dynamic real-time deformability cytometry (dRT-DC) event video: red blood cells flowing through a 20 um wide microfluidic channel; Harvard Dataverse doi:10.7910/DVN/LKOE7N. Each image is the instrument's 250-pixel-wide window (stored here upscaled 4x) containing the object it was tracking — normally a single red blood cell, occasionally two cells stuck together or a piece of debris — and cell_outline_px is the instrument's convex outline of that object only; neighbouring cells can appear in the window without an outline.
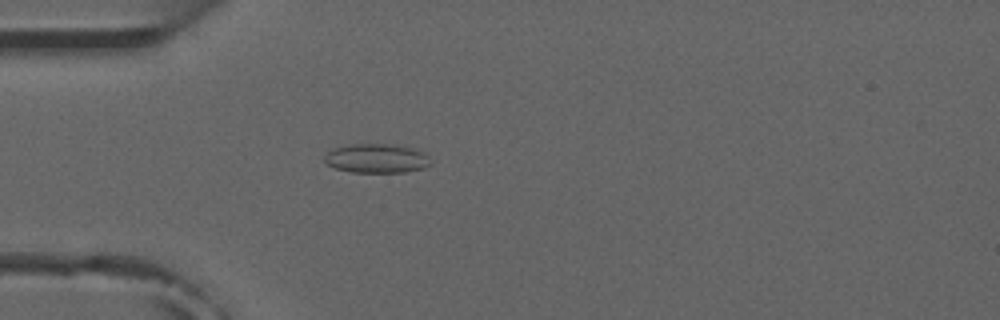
{"species": "common noctule bat (a hibernating species)", "species_latin": "Nyctalus noctula", "temperature_condition": "room temperature", "stored_images_in_passage": 3, "camera_frame_rate_fps": 3000, "um_per_image_px": 0.085, "animal": {"sex": "male", "forearm_length_mm": 52.5}, "frame": {"image": 1, "passage_image": 3, "time_ms": 2.333, "image_size_px": [1000, 320], "cell_outline_px": [[432, 164], [424, 168], [404, 172], [352, 172], [336, 168], [328, 164], [324, 160], [324, 156], [332, 148], [352, 144], [388, 144], [416, 148], [424, 152], [428, 156]], "centroid_in_image_um": [32.04, 13.46], "position_along_channel_um": 53.0, "area_um2": 18.09}}